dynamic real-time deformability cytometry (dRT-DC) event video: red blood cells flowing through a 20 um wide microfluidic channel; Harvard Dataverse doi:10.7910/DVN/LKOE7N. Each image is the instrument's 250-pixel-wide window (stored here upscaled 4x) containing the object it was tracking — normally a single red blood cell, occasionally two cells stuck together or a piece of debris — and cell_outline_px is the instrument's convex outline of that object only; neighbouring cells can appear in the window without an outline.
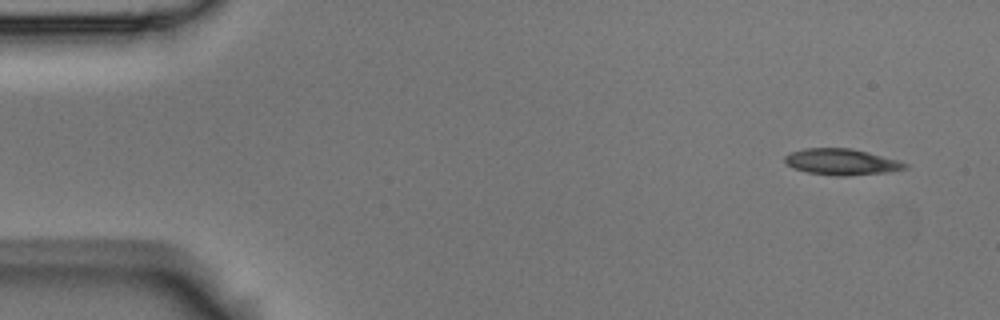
{"species": "Egyptian fruit bat (a non-hibernating species)", "species_latin": "Rousettus aegyptiacus", "temperature_condition": "room temperature", "stored_images_in_passage": 5, "camera_frame_rate_fps": 3000, "um_per_image_px": 0.085, "animal": {"sex": "male"}, "frame": {"image": 1, "passage_image": 1, "time_ms": 0.0, "image_size_px": [1000, 320], "cell_outline_px": [[908, 168], [888, 172], [844, 176], [836, 176], [808, 172], [792, 168], [784, 164], [784, 156], [792, 152], [804, 148], [852, 148], [868, 152], [896, 160], [908, 164]], "centroid_in_image_um": [71.49, 13.76], "position_along_channel_um": 13.5, "area_um2": 18.32}}
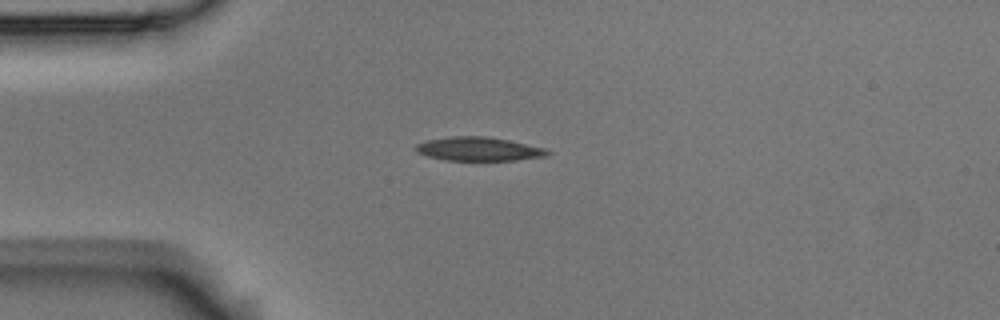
{"frame": {"image": 2, "passage_image": 4, "time_ms": 1.0, "image_size_px": [1000, 320], "cell_outline_px": [[552, 152], [544, 156], [516, 160], [444, 160], [428, 156], [416, 152], [416, 144], [424, 140], [452, 136], [488, 136], [508, 140], [544, 148]], "centroid_in_image_um": [40.64, 12.65], "position_along_channel_um": 44.4, "area_um2": 18.15}}
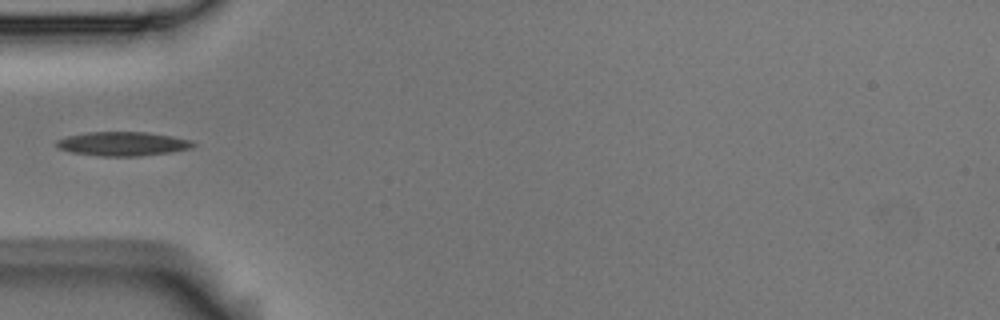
{"frame": {"image": 3, "passage_image": 5, "time_ms": 1.333, "image_size_px": [1000, 320], "cell_outline_px": [[196, 144], [192, 148], [172, 152], [140, 156], [100, 156], [72, 152], [56, 148], [56, 140], [68, 136], [88, 132], [144, 132], [172, 136], [192, 140]], "centroid_in_image_um": [10.45, 12.22], "position_along_channel_um": 74.6, "area_um2": 19.19}}